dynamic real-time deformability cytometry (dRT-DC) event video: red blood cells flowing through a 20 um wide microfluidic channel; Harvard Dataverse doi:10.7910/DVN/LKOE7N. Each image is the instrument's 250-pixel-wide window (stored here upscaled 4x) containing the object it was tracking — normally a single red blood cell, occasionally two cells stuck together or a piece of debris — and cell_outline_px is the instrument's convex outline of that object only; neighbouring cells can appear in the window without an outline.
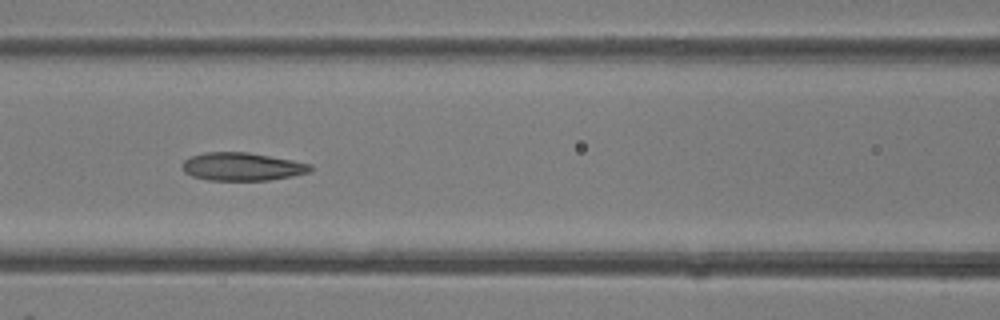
{"species": "common noctule bat (a hibernating species)", "species_latin": "Nyctalus noctula", "temperature_condition": "room temperature", "stored_images_in_passage": 38, "camera_frame_rate_fps": 3000, "um_per_image_px": 0.085, "animal": {"sex": "female"}, "frame": {"image": 1, "passage_image": 18, "time_ms": 5.667, "image_size_px": [1000, 320], "cell_outline_px": [[312, 172], [292, 176], [268, 180], [208, 180], [192, 176], [184, 172], [184, 160], [192, 156], [204, 152], [248, 152], [292, 160], [312, 164]], "centroid_in_image_um": [20.62, 14.16], "position_along_channel_um": 146.0, "area_um2": 20.87}}
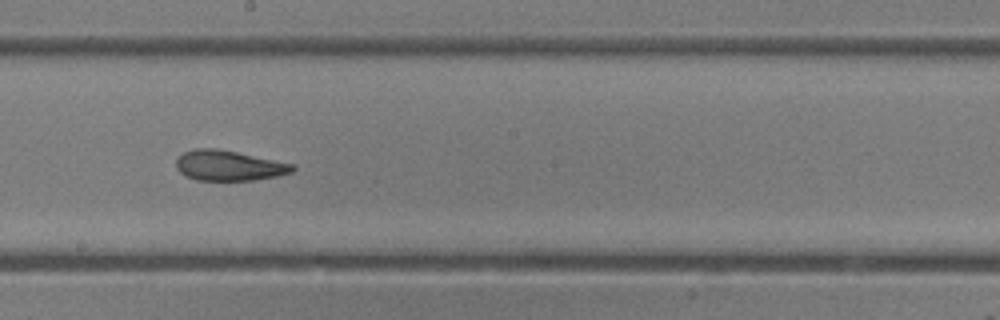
{"frame": {"image": 2, "passage_image": 23, "time_ms": 7.333, "image_size_px": [1000, 320], "cell_outline_px": [[296, 168], [292, 172], [276, 176], [252, 180], [196, 180], [184, 176], [176, 168], [176, 160], [184, 152], [196, 148], [216, 148], [296, 164]], "centroid_in_image_um": [19.45, 14.07], "position_along_channel_um": 228.7, "area_um2": 20.52}}
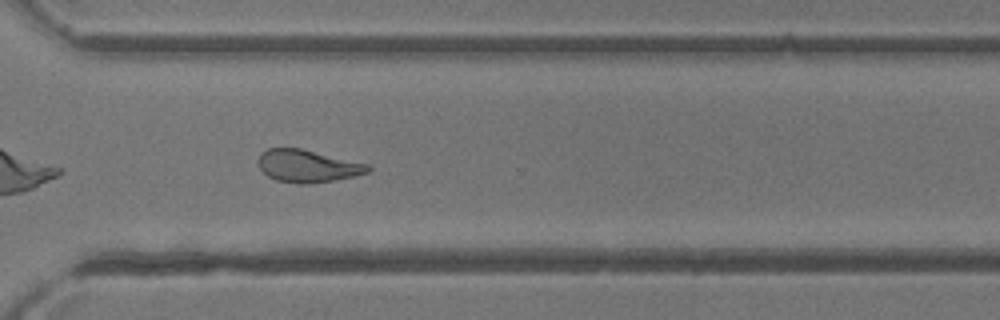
{"frame": {"image": 3, "passage_image": 30, "time_ms": 9.667, "image_size_px": [1000, 320], "cell_outline_px": [[372, 172], [332, 180], [308, 184], [296, 184], [276, 180], [268, 176], [260, 168], [260, 152], [268, 148], [300, 148], [368, 164], [372, 168]], "centroid_in_image_um": [26.16, 14.11], "position_along_channel_um": 344.4, "area_um2": 20.58}}